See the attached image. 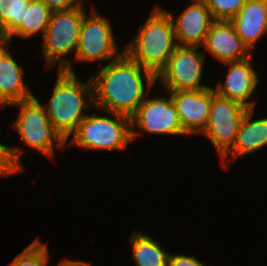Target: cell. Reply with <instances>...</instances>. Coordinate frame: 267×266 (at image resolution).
<instances>
[{
  "instance_id": "5",
  "label": "cell",
  "mask_w": 267,
  "mask_h": 266,
  "mask_svg": "<svg viewBox=\"0 0 267 266\" xmlns=\"http://www.w3.org/2000/svg\"><path fill=\"white\" fill-rule=\"evenodd\" d=\"M87 115L71 134L70 145L84 150H123L132 139L130 117L108 111ZM108 115H110L108 117Z\"/></svg>"
},
{
  "instance_id": "14",
  "label": "cell",
  "mask_w": 267,
  "mask_h": 266,
  "mask_svg": "<svg viewBox=\"0 0 267 266\" xmlns=\"http://www.w3.org/2000/svg\"><path fill=\"white\" fill-rule=\"evenodd\" d=\"M202 46L221 63L240 61L251 56V51L236 34L230 21H214Z\"/></svg>"
},
{
  "instance_id": "24",
  "label": "cell",
  "mask_w": 267,
  "mask_h": 266,
  "mask_svg": "<svg viewBox=\"0 0 267 266\" xmlns=\"http://www.w3.org/2000/svg\"><path fill=\"white\" fill-rule=\"evenodd\" d=\"M167 266H206L196 256H188L184 254H170L168 255ZM212 266V265H211Z\"/></svg>"
},
{
  "instance_id": "12",
  "label": "cell",
  "mask_w": 267,
  "mask_h": 266,
  "mask_svg": "<svg viewBox=\"0 0 267 266\" xmlns=\"http://www.w3.org/2000/svg\"><path fill=\"white\" fill-rule=\"evenodd\" d=\"M250 57L223 63L229 67L225 82L219 81L214 88L217 95L236 101L248 109L256 107L255 102L252 99L249 101V98L255 97L253 93L259 82V76Z\"/></svg>"
},
{
  "instance_id": "2",
  "label": "cell",
  "mask_w": 267,
  "mask_h": 266,
  "mask_svg": "<svg viewBox=\"0 0 267 266\" xmlns=\"http://www.w3.org/2000/svg\"><path fill=\"white\" fill-rule=\"evenodd\" d=\"M49 102L42 105L53 128L68 144L78 124L95 108L91 80L81 81L76 73L57 71ZM80 80V81H79Z\"/></svg>"
},
{
  "instance_id": "22",
  "label": "cell",
  "mask_w": 267,
  "mask_h": 266,
  "mask_svg": "<svg viewBox=\"0 0 267 266\" xmlns=\"http://www.w3.org/2000/svg\"><path fill=\"white\" fill-rule=\"evenodd\" d=\"M23 149L17 145L7 146L0 142V177H9L12 174L25 173L24 165L21 164Z\"/></svg>"
},
{
  "instance_id": "23",
  "label": "cell",
  "mask_w": 267,
  "mask_h": 266,
  "mask_svg": "<svg viewBox=\"0 0 267 266\" xmlns=\"http://www.w3.org/2000/svg\"><path fill=\"white\" fill-rule=\"evenodd\" d=\"M214 21H231L247 0H202Z\"/></svg>"
},
{
  "instance_id": "20",
  "label": "cell",
  "mask_w": 267,
  "mask_h": 266,
  "mask_svg": "<svg viewBox=\"0 0 267 266\" xmlns=\"http://www.w3.org/2000/svg\"><path fill=\"white\" fill-rule=\"evenodd\" d=\"M30 0H0V32L10 36L22 23Z\"/></svg>"
},
{
  "instance_id": "4",
  "label": "cell",
  "mask_w": 267,
  "mask_h": 266,
  "mask_svg": "<svg viewBox=\"0 0 267 266\" xmlns=\"http://www.w3.org/2000/svg\"><path fill=\"white\" fill-rule=\"evenodd\" d=\"M86 11L84 4L70 10L52 11L42 38V55L47 70L58 64L57 71L75 73L71 61L66 59V56L74 51L75 57Z\"/></svg>"
},
{
  "instance_id": "8",
  "label": "cell",
  "mask_w": 267,
  "mask_h": 266,
  "mask_svg": "<svg viewBox=\"0 0 267 266\" xmlns=\"http://www.w3.org/2000/svg\"><path fill=\"white\" fill-rule=\"evenodd\" d=\"M197 46L177 45L167 64L156 75L165 91L202 90L201 85L206 52ZM160 80V81H158Z\"/></svg>"
},
{
  "instance_id": "18",
  "label": "cell",
  "mask_w": 267,
  "mask_h": 266,
  "mask_svg": "<svg viewBox=\"0 0 267 266\" xmlns=\"http://www.w3.org/2000/svg\"><path fill=\"white\" fill-rule=\"evenodd\" d=\"M131 260L136 266H167L169 251L148 234L134 231L130 235Z\"/></svg>"
},
{
  "instance_id": "19",
  "label": "cell",
  "mask_w": 267,
  "mask_h": 266,
  "mask_svg": "<svg viewBox=\"0 0 267 266\" xmlns=\"http://www.w3.org/2000/svg\"><path fill=\"white\" fill-rule=\"evenodd\" d=\"M52 11L42 0H30L21 25L9 36L11 39L33 37L42 33V38L49 24Z\"/></svg>"
},
{
  "instance_id": "10",
  "label": "cell",
  "mask_w": 267,
  "mask_h": 266,
  "mask_svg": "<svg viewBox=\"0 0 267 266\" xmlns=\"http://www.w3.org/2000/svg\"><path fill=\"white\" fill-rule=\"evenodd\" d=\"M149 94L130 117L133 141L141 132L154 135H186L171 96L148 98Z\"/></svg>"
},
{
  "instance_id": "13",
  "label": "cell",
  "mask_w": 267,
  "mask_h": 266,
  "mask_svg": "<svg viewBox=\"0 0 267 266\" xmlns=\"http://www.w3.org/2000/svg\"><path fill=\"white\" fill-rule=\"evenodd\" d=\"M191 2L177 18L171 11L164 10L173 22L177 45L200 47L204 44L214 19L202 0H191Z\"/></svg>"
},
{
  "instance_id": "21",
  "label": "cell",
  "mask_w": 267,
  "mask_h": 266,
  "mask_svg": "<svg viewBox=\"0 0 267 266\" xmlns=\"http://www.w3.org/2000/svg\"><path fill=\"white\" fill-rule=\"evenodd\" d=\"M36 238L21 253L15 256L9 266H48L50 255L47 243Z\"/></svg>"
},
{
  "instance_id": "16",
  "label": "cell",
  "mask_w": 267,
  "mask_h": 266,
  "mask_svg": "<svg viewBox=\"0 0 267 266\" xmlns=\"http://www.w3.org/2000/svg\"><path fill=\"white\" fill-rule=\"evenodd\" d=\"M230 22L252 52L256 43L267 33V0H247Z\"/></svg>"
},
{
  "instance_id": "9",
  "label": "cell",
  "mask_w": 267,
  "mask_h": 266,
  "mask_svg": "<svg viewBox=\"0 0 267 266\" xmlns=\"http://www.w3.org/2000/svg\"><path fill=\"white\" fill-rule=\"evenodd\" d=\"M247 110L240 103L217 95L212 88L209 119L201 134L209 138L220 158L233 147Z\"/></svg>"
},
{
  "instance_id": "11",
  "label": "cell",
  "mask_w": 267,
  "mask_h": 266,
  "mask_svg": "<svg viewBox=\"0 0 267 266\" xmlns=\"http://www.w3.org/2000/svg\"><path fill=\"white\" fill-rule=\"evenodd\" d=\"M176 107L180 124L189 135H201L209 119L212 88L202 90L167 91Z\"/></svg>"
},
{
  "instance_id": "27",
  "label": "cell",
  "mask_w": 267,
  "mask_h": 266,
  "mask_svg": "<svg viewBox=\"0 0 267 266\" xmlns=\"http://www.w3.org/2000/svg\"><path fill=\"white\" fill-rule=\"evenodd\" d=\"M57 266H91V263L82 260L64 259Z\"/></svg>"
},
{
  "instance_id": "26",
  "label": "cell",
  "mask_w": 267,
  "mask_h": 266,
  "mask_svg": "<svg viewBox=\"0 0 267 266\" xmlns=\"http://www.w3.org/2000/svg\"><path fill=\"white\" fill-rule=\"evenodd\" d=\"M12 39L0 32V60L9 52V46L11 45Z\"/></svg>"
},
{
  "instance_id": "25",
  "label": "cell",
  "mask_w": 267,
  "mask_h": 266,
  "mask_svg": "<svg viewBox=\"0 0 267 266\" xmlns=\"http://www.w3.org/2000/svg\"><path fill=\"white\" fill-rule=\"evenodd\" d=\"M51 11L70 10L84 4V0H42Z\"/></svg>"
},
{
  "instance_id": "17",
  "label": "cell",
  "mask_w": 267,
  "mask_h": 266,
  "mask_svg": "<svg viewBox=\"0 0 267 266\" xmlns=\"http://www.w3.org/2000/svg\"><path fill=\"white\" fill-rule=\"evenodd\" d=\"M23 68L10 51L0 60V108L34 96L25 85Z\"/></svg>"
},
{
  "instance_id": "6",
  "label": "cell",
  "mask_w": 267,
  "mask_h": 266,
  "mask_svg": "<svg viewBox=\"0 0 267 266\" xmlns=\"http://www.w3.org/2000/svg\"><path fill=\"white\" fill-rule=\"evenodd\" d=\"M10 106H17L20 109L13 126L27 146L45 154L48 158L55 156V149L66 148V141L53 128L42 102L35 95L29 99L14 102Z\"/></svg>"
},
{
  "instance_id": "7",
  "label": "cell",
  "mask_w": 267,
  "mask_h": 266,
  "mask_svg": "<svg viewBox=\"0 0 267 266\" xmlns=\"http://www.w3.org/2000/svg\"><path fill=\"white\" fill-rule=\"evenodd\" d=\"M93 7L90 15L86 14L82 21L74 59L81 63L94 61L101 66L100 62L117 59L124 48L119 51L109 18L96 12Z\"/></svg>"
},
{
  "instance_id": "3",
  "label": "cell",
  "mask_w": 267,
  "mask_h": 266,
  "mask_svg": "<svg viewBox=\"0 0 267 266\" xmlns=\"http://www.w3.org/2000/svg\"><path fill=\"white\" fill-rule=\"evenodd\" d=\"M139 29L124 47V52L134 62L157 75L177 46L173 22L162 6L155 5Z\"/></svg>"
},
{
  "instance_id": "15",
  "label": "cell",
  "mask_w": 267,
  "mask_h": 266,
  "mask_svg": "<svg viewBox=\"0 0 267 266\" xmlns=\"http://www.w3.org/2000/svg\"><path fill=\"white\" fill-rule=\"evenodd\" d=\"M255 108L244 115L233 147L221 158L222 165L229 169L228 162L237 160L267 145V117L252 120ZM228 158V159H227Z\"/></svg>"
},
{
  "instance_id": "1",
  "label": "cell",
  "mask_w": 267,
  "mask_h": 266,
  "mask_svg": "<svg viewBox=\"0 0 267 266\" xmlns=\"http://www.w3.org/2000/svg\"><path fill=\"white\" fill-rule=\"evenodd\" d=\"M91 76L94 110L128 117L136 112L156 83V75L134 62L125 52L107 65H101Z\"/></svg>"
}]
</instances>
